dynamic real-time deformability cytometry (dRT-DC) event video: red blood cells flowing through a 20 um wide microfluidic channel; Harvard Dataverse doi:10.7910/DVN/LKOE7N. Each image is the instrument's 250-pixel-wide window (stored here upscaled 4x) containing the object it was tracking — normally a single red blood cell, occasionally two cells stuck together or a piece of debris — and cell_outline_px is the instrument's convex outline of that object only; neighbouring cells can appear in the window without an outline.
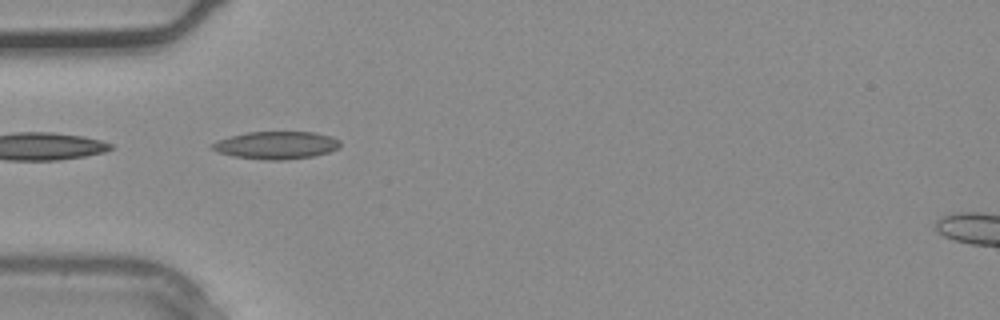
{"species": "common noctule bat (a hibernating species)", "species_latin": "Nyctalus noctula", "temperature_condition": "warm", "stored_images_in_passage": 5, "camera_frame_rate_fps": 3000, "um_per_image_px": 0.085, "animal": {"sex": "male", "body_mass_g": 20.4}, "frame": {"image": 1, "passage_image": 2, "time_ms": 0.333, "image_size_px": [1000, 320], "cell_outline_px": [[340, 148], [328, 152], [312, 156], [284, 160], [264, 160], [232, 156], [220, 152], [212, 148], [208, 144], [216, 140], [248, 132], [316, 132], [332, 136], [340, 140]], "centroid_in_image_um": [23.49, 12.34], "position_along_channel_um": 61.5, "area_um2": 20.69}}